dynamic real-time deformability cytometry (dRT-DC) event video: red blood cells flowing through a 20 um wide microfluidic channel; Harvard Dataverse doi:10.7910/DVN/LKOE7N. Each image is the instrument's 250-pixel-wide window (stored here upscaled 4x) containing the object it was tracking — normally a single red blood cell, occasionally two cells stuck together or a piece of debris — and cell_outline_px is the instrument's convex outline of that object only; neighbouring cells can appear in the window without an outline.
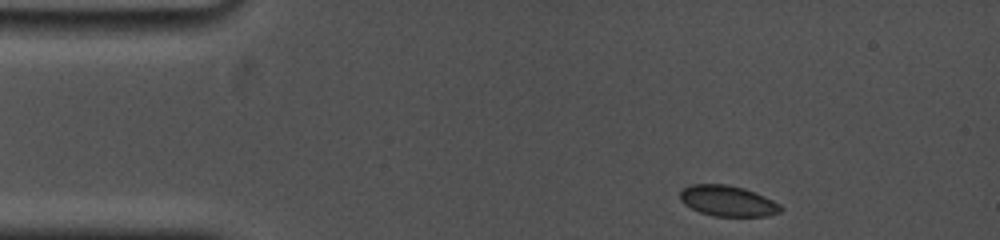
{"species": "common noctule bat (a hibernating species)", "species_latin": "Nyctalus noctula", "temperature_condition": "cold", "stored_images_in_passage": 5, "camera_frame_rate_fps": 5000, "um_per_image_px": 0.085, "animal": {"sex": "female", "body_mass_g": 19.0, "forearm_length_mm": 53.3}, "frame": {"image": 1, "passage_image": 1, "time_ms": 0.0, "image_size_px": [1000, 240], "cell_outline_px": [[784, 208], [780, 212], [768, 216], [712, 216], [700, 212], [684, 204], [680, 200], [680, 192], [688, 184], [728, 184], [744, 188], [764, 196], [780, 204]], "centroid_in_image_um": [61.86, 17.07], "position_along_channel_um": 23.1, "area_um2": 18.09}}
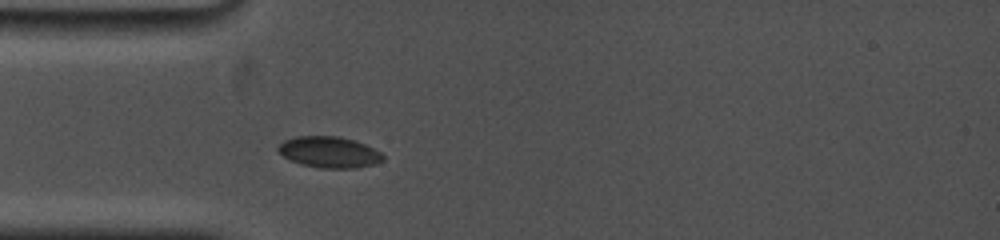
{"frame": {"image": 2, "passage_image": 5, "time_ms": 2.6, "image_size_px": [1000, 240], "cell_outline_px": [[384, 160], [376, 164], [356, 168], [320, 168], [300, 164], [284, 156], [276, 148], [284, 140], [296, 136], [340, 136], [356, 140], [380, 152], [384, 156]], "centroid_in_image_um": [28.0, 12.93], "position_along_channel_um": 57.0, "area_um2": 19.07}}